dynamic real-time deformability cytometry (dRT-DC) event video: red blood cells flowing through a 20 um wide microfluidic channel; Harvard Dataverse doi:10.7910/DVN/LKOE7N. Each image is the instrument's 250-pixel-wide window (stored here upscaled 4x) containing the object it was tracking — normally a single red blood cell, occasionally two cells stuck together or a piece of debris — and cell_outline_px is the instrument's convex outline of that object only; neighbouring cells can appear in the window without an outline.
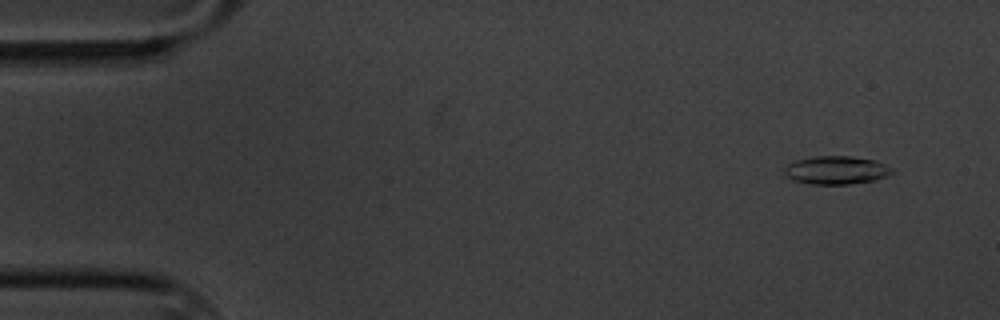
{"species": "common noctule bat (a hibernating species)", "species_latin": "Nyctalus noctula", "temperature_condition": "cold", "stored_images_in_passage": 13, "camera_frame_rate_fps": 3000, "um_per_image_px": 0.085, "animal": {"sex": "male", "body_mass_g": 20.1, "forearm_length_mm": 53.5}, "frame": {"image": 1, "passage_image": 1, "time_ms": 0.0, "image_size_px": [1000, 320], "cell_outline_px": [[892, 172], [876, 180], [848, 184], [812, 184], [792, 180], [784, 176], [784, 168], [788, 164], [796, 160], [812, 156], [848, 156], [872, 160], [892, 168]], "centroid_in_image_um": [70.99, 14.47], "position_along_channel_um": 14.0, "area_um2": 17.51}}